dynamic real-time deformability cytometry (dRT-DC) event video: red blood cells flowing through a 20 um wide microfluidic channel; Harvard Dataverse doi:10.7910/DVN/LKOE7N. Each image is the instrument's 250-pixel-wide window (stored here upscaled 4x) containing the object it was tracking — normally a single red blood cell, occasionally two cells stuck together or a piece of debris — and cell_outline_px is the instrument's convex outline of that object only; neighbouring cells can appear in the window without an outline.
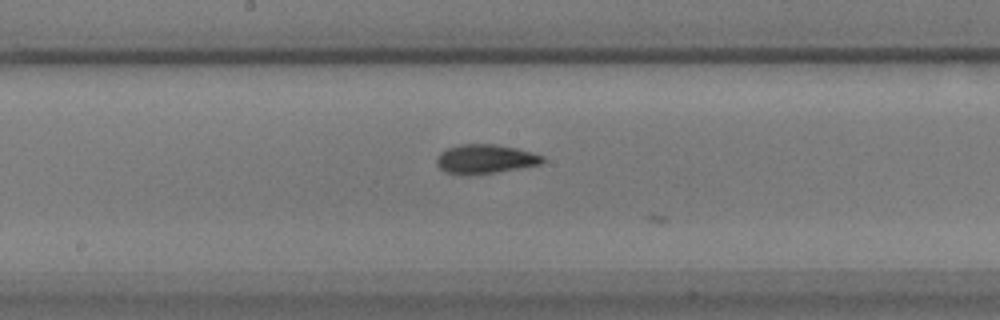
{"species": "common noctule bat (a hibernating species)", "species_latin": "Nyctalus noctula", "temperature_condition": "warm", "stored_images_in_passage": 15, "camera_frame_rate_fps": 3000, "um_per_image_px": 0.085, "animal": {"sex": "male", "body_mass_g": 17.9}, "frame": {"image": 1, "passage_image": 13, "time_ms": 4.0, "image_size_px": [1000, 320], "cell_outline_px": [[548, 160], [540, 164], [520, 168], [496, 172], [468, 176], [464, 176], [444, 172], [436, 164], [436, 160], [440, 152], [448, 148], [460, 144], [496, 144], [516, 148], [532, 152], [544, 156]], "centroid_in_image_um": [41.24, 13.53], "position_along_channel_um": 207.0, "area_um2": 18.32}}